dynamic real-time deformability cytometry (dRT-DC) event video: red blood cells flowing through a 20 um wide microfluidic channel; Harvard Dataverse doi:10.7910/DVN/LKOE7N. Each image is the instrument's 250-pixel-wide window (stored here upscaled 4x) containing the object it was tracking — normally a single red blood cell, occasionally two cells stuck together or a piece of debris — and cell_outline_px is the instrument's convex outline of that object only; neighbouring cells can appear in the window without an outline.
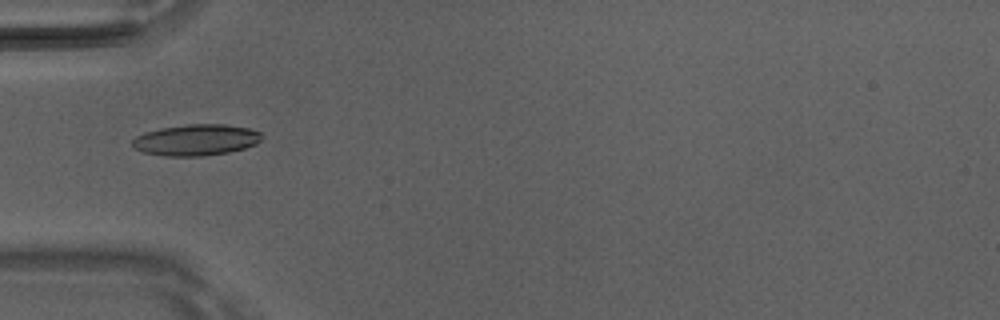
{"species": "Egyptian fruit bat (a non-hibernating species)", "species_latin": "Rousettus aegyptiacus", "temperature_condition": "room temperature", "stored_images_in_passage": 1, "camera_frame_rate_fps": 3000, "um_per_image_px": 0.085, "animal": {"sex": "male"}, "frame": {"image": 1, "passage_image": 1, "time_ms": 0.0, "image_size_px": [1000, 320], "cell_outline_px": [[264, 136], [256, 144], [244, 148], [228, 152], [204, 156], [164, 156], [144, 152], [136, 148], [132, 144], [132, 140], [136, 136], [144, 132], [160, 128], [188, 124], [224, 124], [248, 128], [260, 132]], "centroid_in_image_um": [16.67, 11.89], "position_along_channel_um": 68.3, "area_um2": 23.52}}